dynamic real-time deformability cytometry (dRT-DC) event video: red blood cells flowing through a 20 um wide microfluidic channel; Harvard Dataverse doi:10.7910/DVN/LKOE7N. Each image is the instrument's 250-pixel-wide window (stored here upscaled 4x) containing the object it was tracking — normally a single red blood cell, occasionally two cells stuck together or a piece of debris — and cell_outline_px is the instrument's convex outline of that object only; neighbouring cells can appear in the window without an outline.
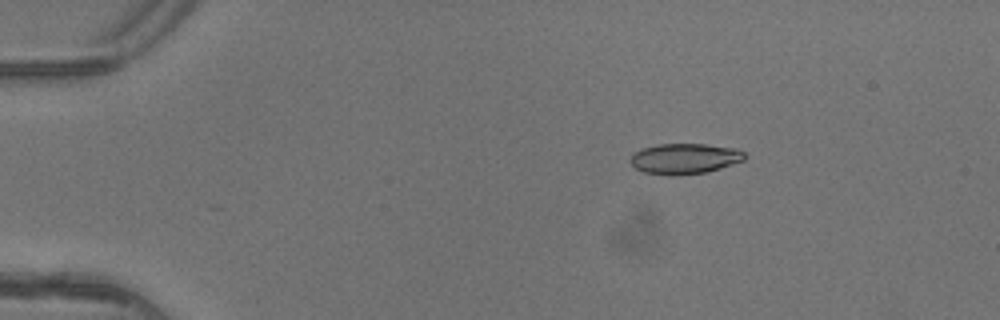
{"species": "common noctule bat (a hibernating species)", "species_latin": "Nyctalus noctula", "temperature_condition": "warm", "stored_images_in_passage": 2, "camera_frame_rate_fps": 3000, "um_per_image_px": 0.085, "animal": {"sex": "female"}, "frame": {"image": 1, "passage_image": 1, "time_ms": 0.0, "image_size_px": [1000, 320], "cell_outline_px": [[748, 156], [744, 160], [708, 172], [672, 176], [644, 172], [636, 168], [628, 160], [640, 148], [660, 144], [708, 144], [740, 148]], "centroid_in_image_um": [58.24, 13.48], "position_along_channel_um": 26.8, "area_um2": 20.58}}